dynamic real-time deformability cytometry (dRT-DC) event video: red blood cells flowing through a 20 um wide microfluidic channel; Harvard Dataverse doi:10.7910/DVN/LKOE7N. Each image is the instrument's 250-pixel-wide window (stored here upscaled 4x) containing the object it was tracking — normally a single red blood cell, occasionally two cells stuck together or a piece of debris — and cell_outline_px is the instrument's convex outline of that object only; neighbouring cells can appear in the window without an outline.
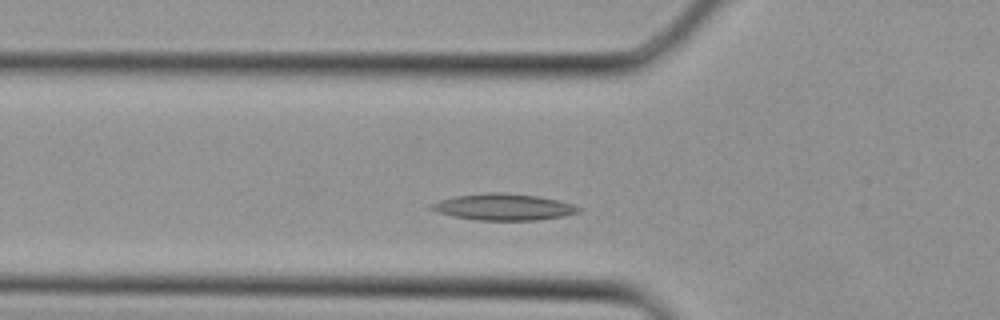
{"species": "Egyptian fruit bat (a non-hibernating species)", "species_latin": "Rousettus aegyptiacus", "temperature_condition": "cold", "stored_images_in_passage": 21, "camera_frame_rate_fps": 3000, "um_per_image_px": 0.085, "animal": {"sex": "female"}, "frame": {"image": 1, "passage_image": 4, "time_ms": 1.0, "image_size_px": [1000, 320], "cell_outline_px": [[584, 208], [580, 212], [564, 216], [540, 220], [476, 220], [452, 216], [428, 208], [432, 204], [440, 200], [456, 196], [488, 192], [500, 192], [536, 196], [556, 200], [572, 204]], "centroid_in_image_um": [42.84, 17.6], "position_along_channel_um": 83.0, "area_um2": 22.6}}
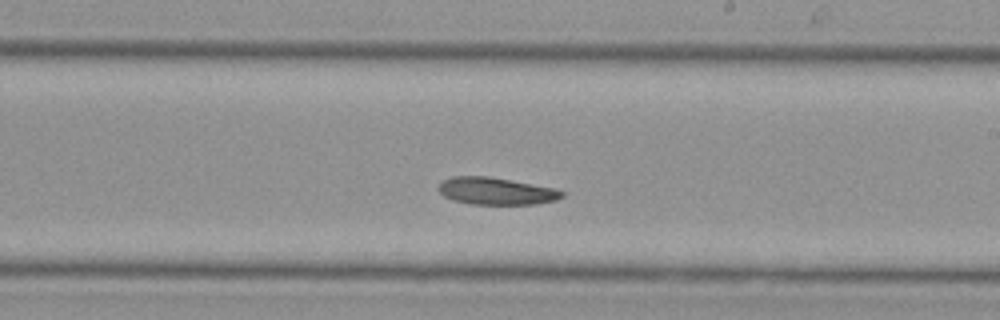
{"frame": {"image": 2, "passage_image": 13, "time_ms": 4.0, "image_size_px": [1000, 320], "cell_outline_px": [[564, 196], [556, 200], [536, 204], [472, 204], [452, 200], [444, 196], [440, 192], [440, 184], [444, 180], [452, 176], [488, 176], [556, 188], [564, 192]], "centroid_in_image_um": [42.2, 16.24], "position_along_channel_um": 246.8, "area_um2": 19.48}}
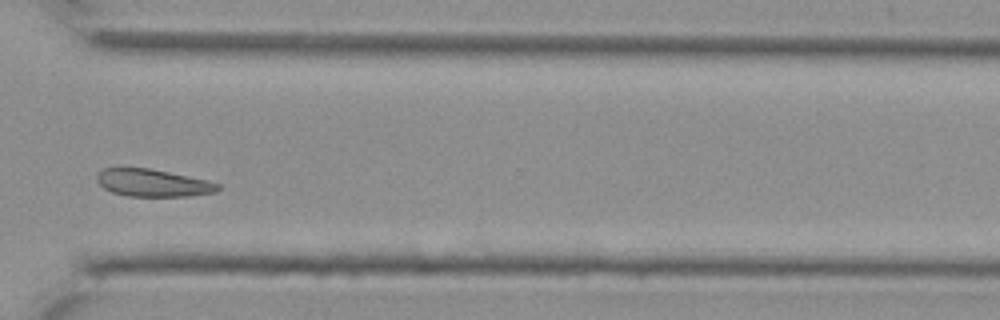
{"frame": {"image": 3, "passage_image": 19, "time_ms": 6.0, "image_size_px": [1000, 320], "cell_outline_px": [[220, 188], [216, 192], [188, 196], [128, 196], [112, 192], [104, 188], [96, 180], [96, 172], [104, 168], [120, 164], [148, 168], [208, 180], [220, 184]], "centroid_in_image_um": [12.9, 15.5], "position_along_channel_um": 357.7, "area_um2": 19.94}}